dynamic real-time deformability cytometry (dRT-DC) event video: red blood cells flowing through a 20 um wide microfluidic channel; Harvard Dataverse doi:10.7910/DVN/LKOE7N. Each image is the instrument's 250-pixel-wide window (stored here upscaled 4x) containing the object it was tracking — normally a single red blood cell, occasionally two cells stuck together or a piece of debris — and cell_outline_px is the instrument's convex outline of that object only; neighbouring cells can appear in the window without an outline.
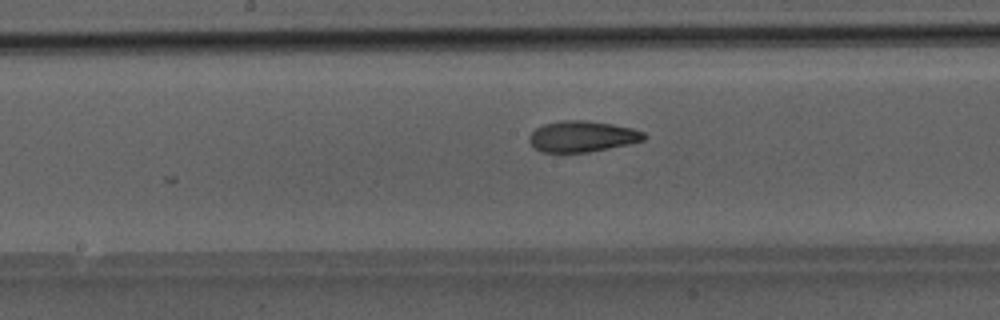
{"species": "Egyptian fruit bat (a non-hibernating species)", "species_latin": "Rousettus aegyptiacus", "temperature_condition": "room temperature", "stored_images_in_passage": 36, "camera_frame_rate_fps": 3000, "um_per_image_px": 0.085, "animal": {"sex": "male"}, "frame": {"image": 1, "passage_image": 13, "time_ms": 4.0, "image_size_px": [1000, 320], "cell_outline_px": [[648, 136], [644, 140], [628, 144], [588, 152], [560, 156], [540, 152], [528, 140], [528, 136], [536, 128], [544, 124], [560, 120], [584, 120], [612, 124], [632, 128], [644, 132]], "centroid_in_image_um": [49.43, 11.64], "position_along_channel_um": 198.8, "area_um2": 21.39}}
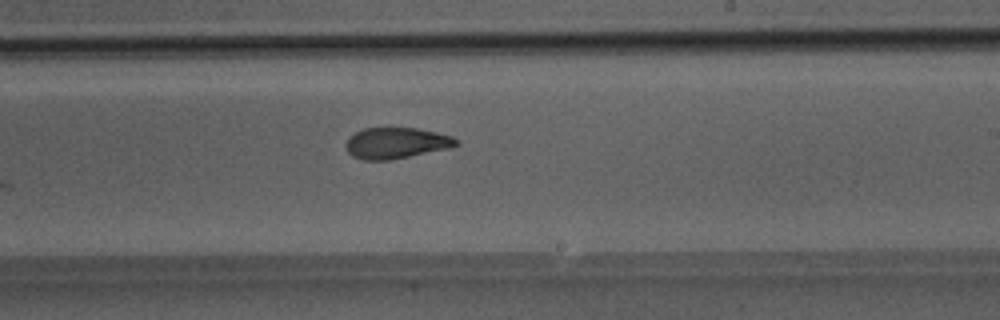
{"frame": {"image": 2, "passage_image": 17, "time_ms": 5.333, "image_size_px": [1000, 320], "cell_outline_px": [[460, 144], [452, 148], [388, 160], [364, 160], [352, 156], [348, 152], [344, 144], [348, 136], [364, 128], [416, 128], [436, 132], [452, 136], [460, 140]], "centroid_in_image_um": [33.69, 12.16], "position_along_channel_um": 255.3, "area_um2": 20.17}}
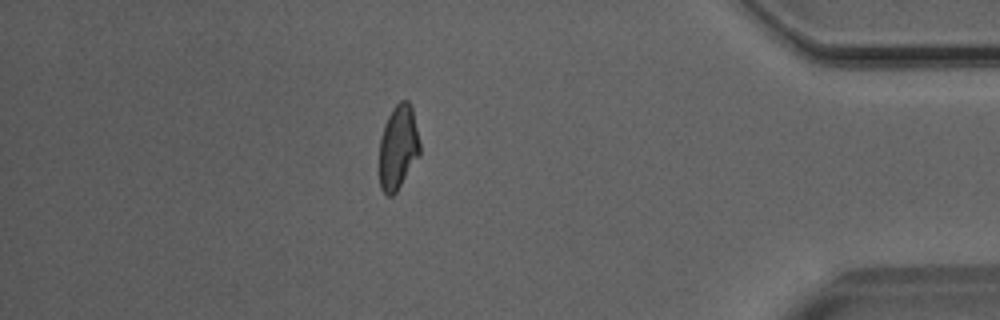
{"frame": {"image": 3, "passage_image": 30, "time_ms": 9.667, "image_size_px": [1000, 320], "cell_outline_px": [[420, 156], [396, 192], [392, 196], [388, 196], [380, 188], [380, 140], [384, 124], [392, 108], [400, 100], [408, 100], [412, 108], [420, 144]], "centroid_in_image_um": [33.85, 12.52], "position_along_channel_um": 401.4, "area_um2": 19.94}}